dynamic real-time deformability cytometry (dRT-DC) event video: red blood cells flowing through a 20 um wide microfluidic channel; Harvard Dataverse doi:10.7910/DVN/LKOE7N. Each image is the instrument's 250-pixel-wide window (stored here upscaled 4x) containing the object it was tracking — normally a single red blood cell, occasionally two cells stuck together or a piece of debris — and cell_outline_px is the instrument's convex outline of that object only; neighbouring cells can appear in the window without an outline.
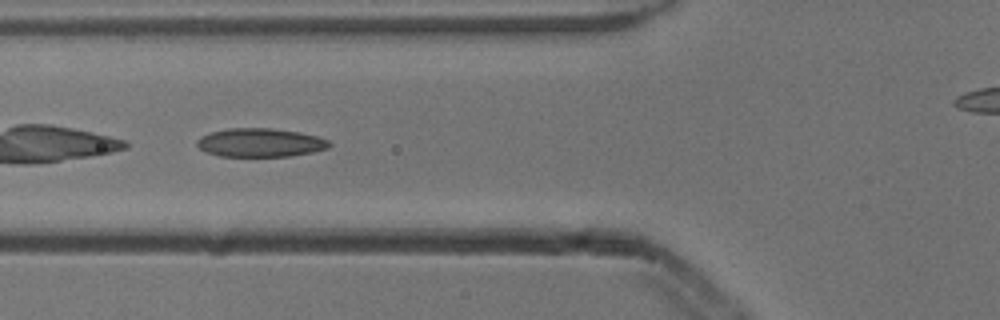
{"species": "common noctule bat (a hibernating species)", "species_latin": "Nyctalus noctula", "temperature_condition": "cold", "stored_images_in_passage": 6, "camera_frame_rate_fps": 3000, "um_per_image_px": 0.085, "animal": {"sex": "male", "body_mass_g": 13.3}, "frame": {"image": 1, "passage_image": 3, "time_ms": 0.667, "image_size_px": [1000, 320], "cell_outline_px": [[332, 144], [328, 148], [312, 152], [288, 156], [220, 156], [208, 152], [200, 148], [196, 144], [196, 140], [200, 136], [212, 132], [228, 128], [272, 128], [300, 132], [320, 136], [328, 140]], "centroid_in_image_um": [22.15, 12.11], "position_along_channel_um": 103.7, "area_um2": 22.08}}
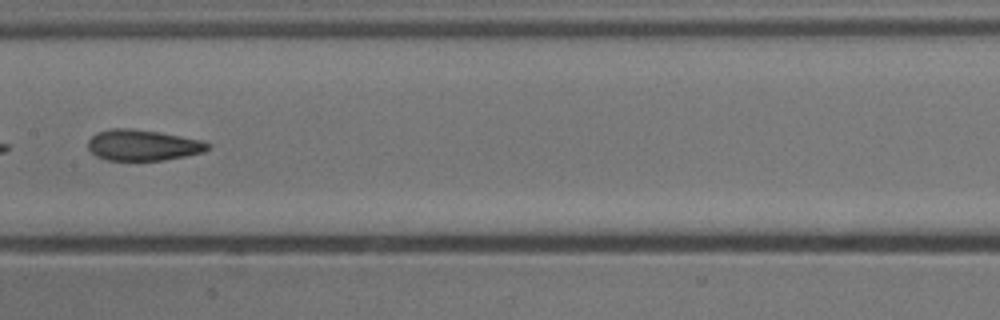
{"frame": {"image": 2, "passage_image": 5, "time_ms": 1.333, "image_size_px": [1000, 320], "cell_outline_px": [[212, 144], [204, 152], [164, 160], [108, 160], [96, 156], [88, 148], [88, 140], [96, 132], [112, 128], [128, 128], [156, 132], [204, 140]], "centroid_in_image_um": [12.14, 12.34], "position_along_channel_um": 195.3, "area_um2": 21.5}}
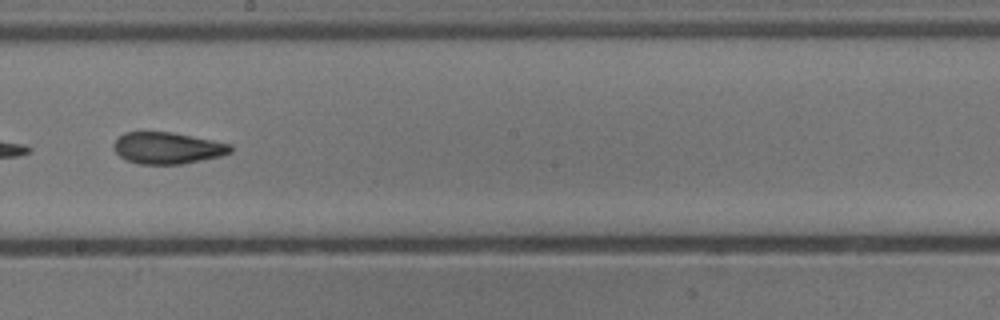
{"frame": {"image": 3, "passage_image": 6, "time_ms": 1.667, "image_size_px": [1000, 320], "cell_outline_px": [[232, 152], [220, 156], [184, 164], [140, 164], [128, 160], [120, 156], [112, 148], [112, 144], [124, 132], [172, 132], [232, 144]], "centroid_in_image_um": [14.24, 12.58], "position_along_channel_um": 234.0, "area_um2": 21.5}}